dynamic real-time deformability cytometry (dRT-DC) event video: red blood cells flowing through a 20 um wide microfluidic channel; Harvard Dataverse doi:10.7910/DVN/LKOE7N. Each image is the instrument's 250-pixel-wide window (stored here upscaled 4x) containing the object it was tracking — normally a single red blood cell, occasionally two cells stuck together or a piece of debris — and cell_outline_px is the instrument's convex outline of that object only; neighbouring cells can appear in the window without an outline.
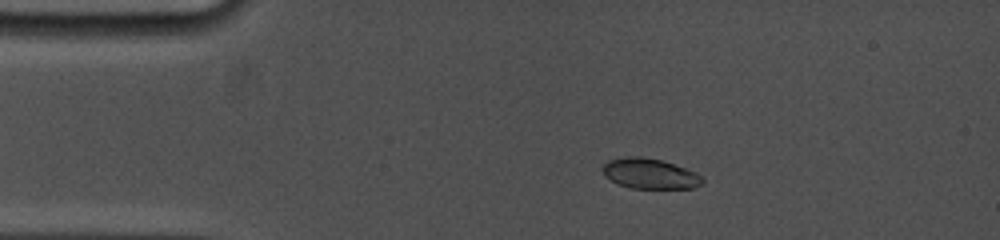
{"species": "common noctule bat (a hibernating species)", "species_latin": "Nyctalus noctula", "temperature_condition": "cold", "stored_images_in_passage": 27, "camera_frame_rate_fps": 5000, "um_per_image_px": 0.085, "animal": {"sex": "female", "body_mass_g": 19.0, "forearm_length_mm": 53.3}, "frame": {"image": 1, "passage_image": 5, "time_ms": 2.8, "image_size_px": [1000, 240], "cell_outline_px": [[704, 180], [700, 184], [692, 188], [632, 188], [620, 184], [604, 176], [600, 168], [608, 160], [624, 156], [640, 156], [660, 160], [696, 172], [704, 176]], "centroid_in_image_um": [55.21, 14.75], "position_along_channel_um": 29.8, "area_um2": 17.57}}
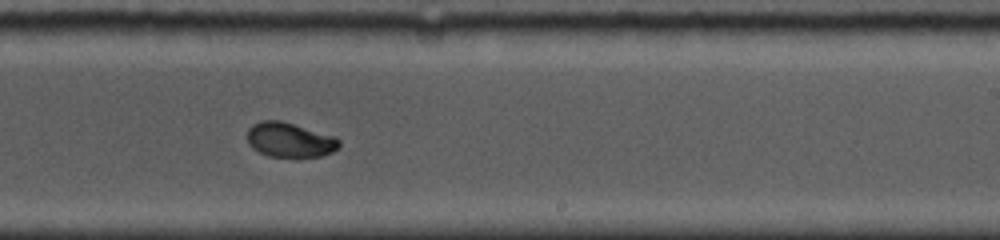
{"frame": {"image": 2, "passage_image": 18, "time_ms": 10.2, "image_size_px": [1000, 240], "cell_outline_px": [[340, 148], [332, 152], [320, 156], [268, 156], [252, 148], [248, 144], [248, 128], [252, 124], [260, 120], [280, 120], [336, 136], [340, 140]], "centroid_in_image_um": [24.64, 11.87], "position_along_channel_um": 264.4, "area_um2": 18.61}}
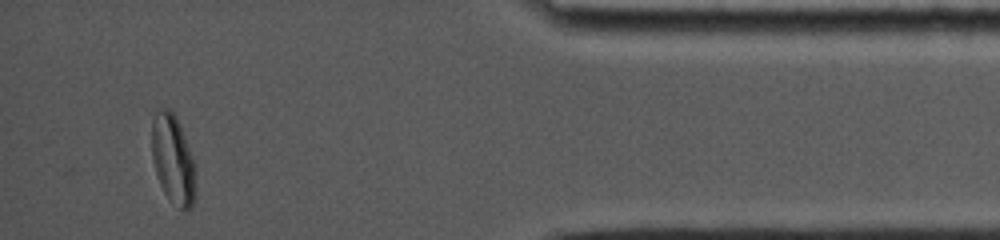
{"frame": {"image": 3, "passage_image": 27, "time_ms": 15.2, "image_size_px": [1000, 240], "cell_outline_px": [[196, 196], [192, 208], [188, 212], [180, 208], [164, 192], [160, 184], [152, 160], [152, 120], [156, 112], [160, 108], [168, 108], [176, 116], [196, 164]], "centroid_in_image_um": [14.74, 13.57], "position_along_channel_um": 420.5, "area_um2": 23.06}, "authors_computed_cell_mechanics": {"area_um2": 18.7272, "velocity_mm_per_s": 3.7975, "shape_relaxation_time_tau1_ms": 3.4341, "shape_relaxation_time_tau2_ms": null, "deformation_change_tau1": 0.131, "deformation_change_tau2": null}}